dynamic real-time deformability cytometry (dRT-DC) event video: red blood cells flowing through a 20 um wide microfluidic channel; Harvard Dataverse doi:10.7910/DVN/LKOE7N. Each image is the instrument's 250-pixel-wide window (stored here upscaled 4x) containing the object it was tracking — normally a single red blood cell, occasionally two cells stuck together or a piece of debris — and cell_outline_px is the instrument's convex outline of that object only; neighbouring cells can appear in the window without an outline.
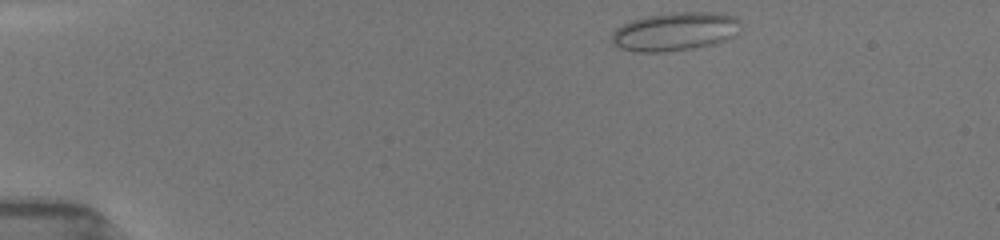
{"species": "common noctule bat (a hibernating species)", "species_latin": "Nyctalus noctula", "temperature_condition": "room temperature", "stored_images_in_passage": 45, "camera_frame_rate_fps": 3000, "um_per_image_px": 0.085, "animal": {"sex": "female", "body_mass_g": 19.5, "forearm_length_mm": 54.1}, "frame": {"image": 1, "passage_image": 1, "time_ms": 0.0, "image_size_px": [1000, 240], "cell_outline_px": [[740, 24], [732, 36], [724, 40], [712, 44], [692, 48], [664, 52], [636, 52], [620, 48], [612, 44], [612, 32], [616, 28], [632, 20], [648, 16], [676, 12], [716, 12], [736, 16], [740, 20]], "centroid_in_image_um": [57.35, 2.68], "position_along_channel_um": 27.6, "area_um2": 28.73}}
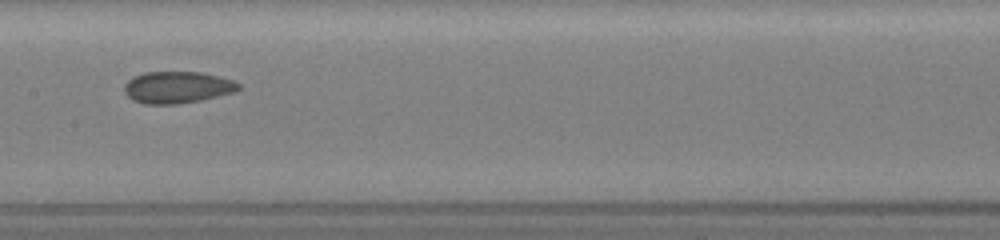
{"frame": {"image": 2, "passage_image": 20, "time_ms": 6.333, "image_size_px": [1000, 240], "cell_outline_px": [[240, 88], [236, 92], [200, 100], [172, 104], [144, 104], [132, 100], [124, 92], [124, 84], [132, 76], [144, 72], [200, 72], [232, 80], [240, 84]], "centroid_in_image_um": [15.03, 7.42], "position_along_channel_um": 192.4, "area_um2": 21.15}}
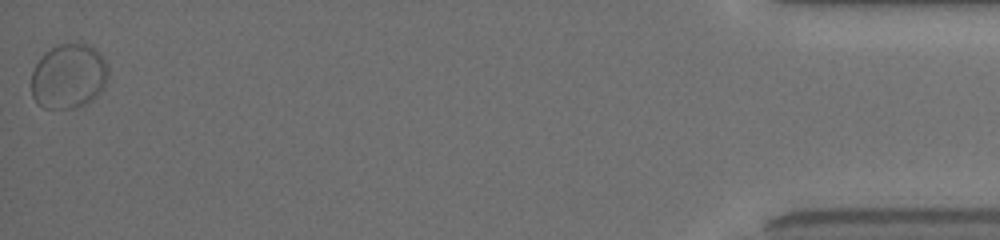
{"frame": {"image": 3, "passage_image": 45, "time_ms": 14.667, "image_size_px": [1000, 240], "cell_outline_px": [[108, 76], [100, 92], [92, 100], [76, 108], [44, 108], [32, 96], [32, 72], [36, 64], [44, 52], [60, 44], [88, 44], [108, 64]], "centroid_in_image_um": [5.83, 6.49], "position_along_channel_um": 429.4, "area_um2": 28.67}}